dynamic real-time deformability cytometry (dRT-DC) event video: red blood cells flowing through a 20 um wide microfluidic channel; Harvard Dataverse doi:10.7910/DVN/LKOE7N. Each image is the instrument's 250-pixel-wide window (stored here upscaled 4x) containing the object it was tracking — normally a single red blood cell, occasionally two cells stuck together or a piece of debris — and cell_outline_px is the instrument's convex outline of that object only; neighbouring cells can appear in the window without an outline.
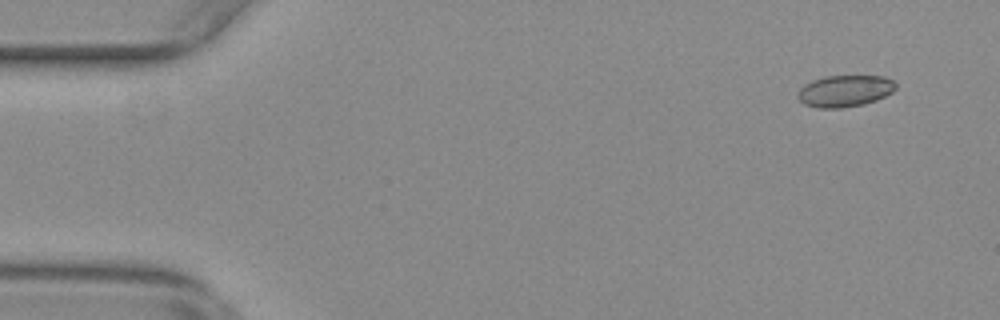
{"species": "common noctule bat (a hibernating species)", "species_latin": "Nyctalus noctula", "temperature_condition": "warm", "stored_images_in_passage": 56, "camera_frame_rate_fps": 3000, "um_per_image_px": 0.085, "animal": {"sex": "female", "body_mass_g": 29.2, "forearm_length_mm": 56.3}, "frame": {"image": 1, "passage_image": 4, "time_ms": 1.0, "image_size_px": [1000, 320], "cell_outline_px": [[896, 88], [892, 92], [876, 100], [864, 104], [840, 108], [816, 108], [804, 104], [796, 96], [800, 88], [804, 84], [812, 80], [824, 76], [884, 76], [892, 80], [896, 84]], "centroid_in_image_um": [71.78, 7.73], "position_along_channel_um": 13.2, "area_um2": 18.15}}
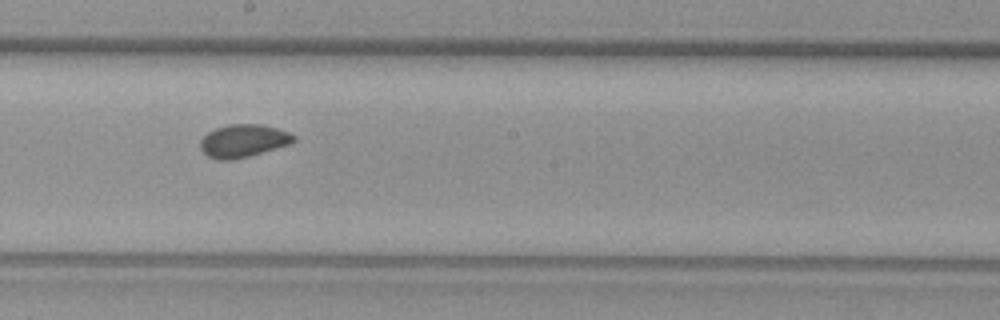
{"frame": {"image": 2, "passage_image": 31, "time_ms": 10.0, "image_size_px": [1000, 320], "cell_outline_px": [[296, 140], [288, 144], [248, 156], [232, 160], [216, 160], [208, 156], [200, 148], [200, 140], [208, 132], [216, 128], [228, 124], [260, 124], [276, 128], [288, 132], [296, 136]], "centroid_in_image_um": [20.65, 11.96], "position_along_channel_um": 227.6, "area_um2": 17.69}}
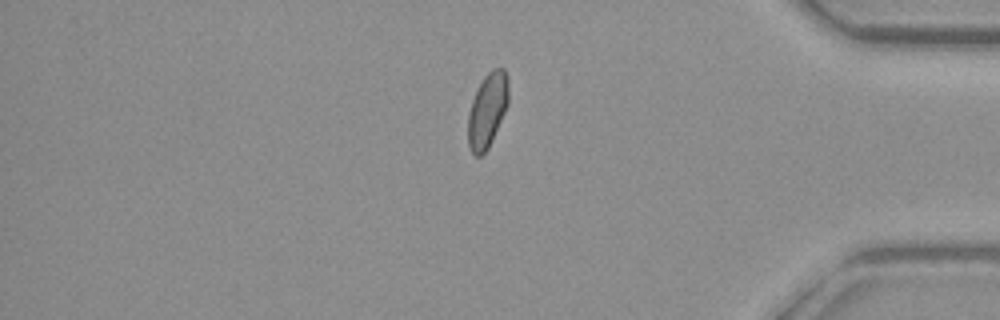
{"frame": {"image": 3, "passage_image": 47, "time_ms": 15.333, "image_size_px": [1000, 320], "cell_outline_px": [[508, 104], [492, 140], [488, 148], [480, 156], [476, 156], [472, 152], [468, 144], [468, 112], [472, 100], [484, 76], [492, 68], [504, 68], [508, 76]], "centroid_in_image_um": [41.43, 9.35], "position_along_channel_um": 393.8, "area_um2": 17.46}, "authors_computed_cell_mechanics": {"area_um2": 17.8313, "velocity_mm_per_s": 3.6934, "shape_relaxation_time_tau1_ms": null, "shape_relaxation_time_tau2_ms": 1.0406, "deformation_change_tau1": null, "deformation_change_tau2": 0.0408}}